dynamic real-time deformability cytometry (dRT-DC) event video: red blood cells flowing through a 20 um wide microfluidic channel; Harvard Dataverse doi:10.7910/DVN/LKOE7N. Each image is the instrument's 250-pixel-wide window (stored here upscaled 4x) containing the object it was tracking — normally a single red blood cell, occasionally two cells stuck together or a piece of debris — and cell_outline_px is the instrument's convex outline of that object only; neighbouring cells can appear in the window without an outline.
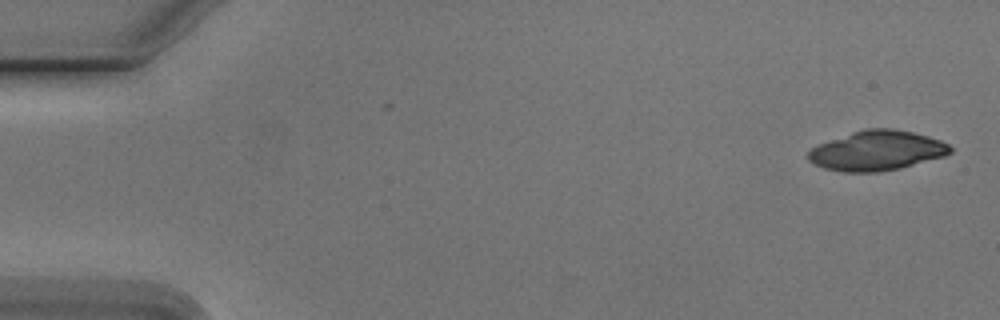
{"species": "Egyptian fruit bat (a non-hibernating species)", "species_latin": "Rousettus aegyptiacus", "temperature_condition": "cold", "stored_images_in_passage": 15, "camera_frame_rate_fps": 3000, "um_per_image_px": 0.085, "animal": {"sex": "male"}, "frame": {"image": 1, "passage_image": 1, "time_ms": 0.0, "image_size_px": [1000, 320], "cell_outline_px": [[952, 152], [944, 156], [900, 168], [876, 172], [844, 172], [824, 168], [808, 160], [808, 152], [816, 144], [864, 128], [892, 128], [912, 132], [928, 136], [940, 140], [948, 144], [952, 148]], "centroid_in_image_um": [74.52, 12.8], "position_along_channel_um": 10.5, "area_um2": 32.89}}